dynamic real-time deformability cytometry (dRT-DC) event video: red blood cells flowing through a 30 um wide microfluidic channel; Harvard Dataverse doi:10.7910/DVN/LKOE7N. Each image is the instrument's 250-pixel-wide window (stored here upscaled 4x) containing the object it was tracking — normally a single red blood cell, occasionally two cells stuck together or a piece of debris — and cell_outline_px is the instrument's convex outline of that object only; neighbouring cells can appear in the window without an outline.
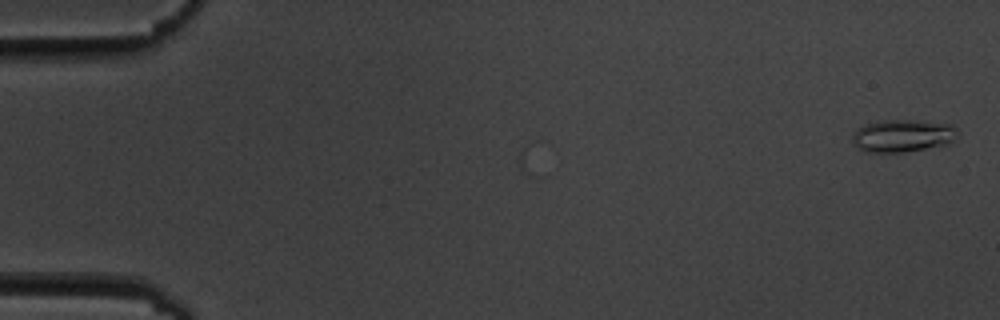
{"species": "common noctule bat (a hibernating species)", "species_latin": "Nyctalus noctula", "temperature_condition": "cold", "stored_images_in_passage": 57, "camera_frame_rate_fps": 3000, "um_per_image_px": 0.085, "animal": {"sex": "male", "body_mass_g": 19.5, "forearm_length_mm": 54.6}, "frame": {"image": 1, "passage_image": 2, "time_ms": 0.333, "image_size_px": [1000, 320], "cell_outline_px": [[960, 132], [948, 144], [904, 152], [868, 152], [860, 148], [852, 140], [852, 132], [856, 128], [864, 124], [876, 120], [916, 120], [952, 124]], "centroid_in_image_um": [76.72, 11.51], "position_along_channel_um": 8.3, "area_um2": 20.11}}
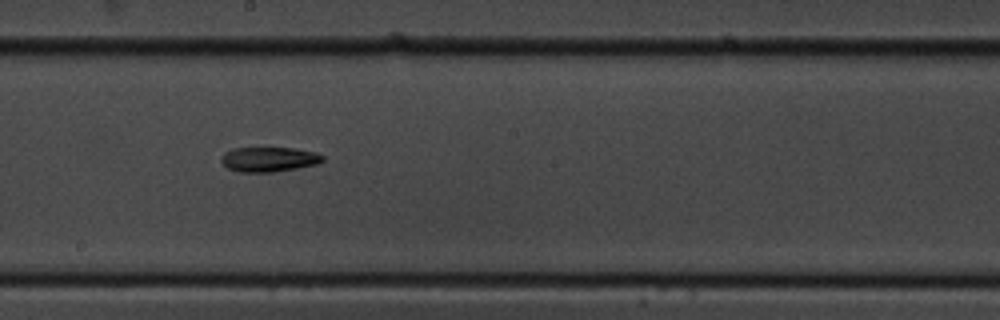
{"frame": {"image": 2, "passage_image": 32, "time_ms": 10.333, "image_size_px": [1000, 320], "cell_outline_px": [[324, 160], [316, 164], [296, 168], [272, 172], [240, 172], [228, 168], [220, 160], [224, 152], [232, 148], [296, 148], [316, 152], [324, 156]], "centroid_in_image_um": [22.86, 13.53], "position_along_channel_um": 225.3, "area_um2": 14.62}}
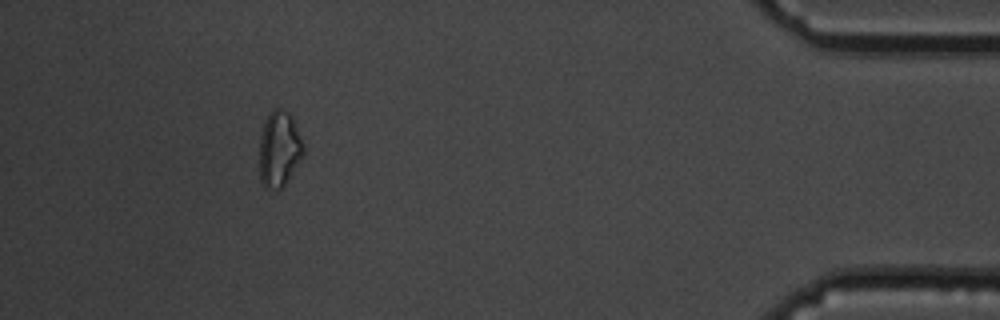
{"frame": {"image": 3, "passage_image": 52, "time_ms": 17.0, "image_size_px": [1000, 320], "cell_outline_px": [[304, 156], [284, 184], [280, 188], [264, 188], [260, 180], [260, 136], [264, 120], [268, 112], [272, 108], [280, 108], [288, 112], [292, 116], [304, 144]], "centroid_in_image_um": [23.74, 12.62], "position_along_channel_um": 411.5, "area_um2": 19.59}, "authors_computed_cell_mechanics": {"area_um2": 15.7216, "velocity_mm_per_s": 3.6093, "shape_relaxation_time_tau1_ms": 8.5133, "shape_relaxation_time_tau2_ms": null, "deformation_change_tau1": 0.1985, "deformation_change_tau2": null}}